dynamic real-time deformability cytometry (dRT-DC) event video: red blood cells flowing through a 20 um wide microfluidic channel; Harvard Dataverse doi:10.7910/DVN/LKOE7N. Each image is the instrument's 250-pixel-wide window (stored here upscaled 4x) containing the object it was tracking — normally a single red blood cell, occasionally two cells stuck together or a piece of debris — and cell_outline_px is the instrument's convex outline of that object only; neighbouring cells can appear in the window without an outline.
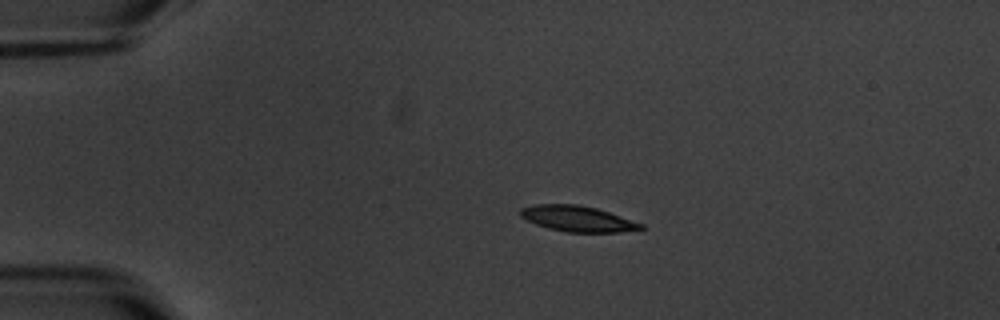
{"species": "common noctule bat (a hibernating species)", "species_latin": "Nyctalus noctula", "temperature_condition": "warm", "stored_images_in_passage": 13, "camera_frame_rate_fps": 3000, "um_per_image_px": 0.085, "animal": {"sex": "male", "body_mass_g": 20.1, "forearm_length_mm": 53.5}, "frame": {"image": 1, "passage_image": 1, "time_ms": 0.0, "image_size_px": [1000, 320], "cell_outline_px": [[644, 228], [620, 232], [568, 232], [548, 228], [536, 224], [520, 216], [520, 208], [536, 204], [580, 204], [596, 208], [644, 224]], "centroid_in_image_um": [49.08, 18.58], "position_along_channel_um": 35.9, "area_um2": 17.92}}
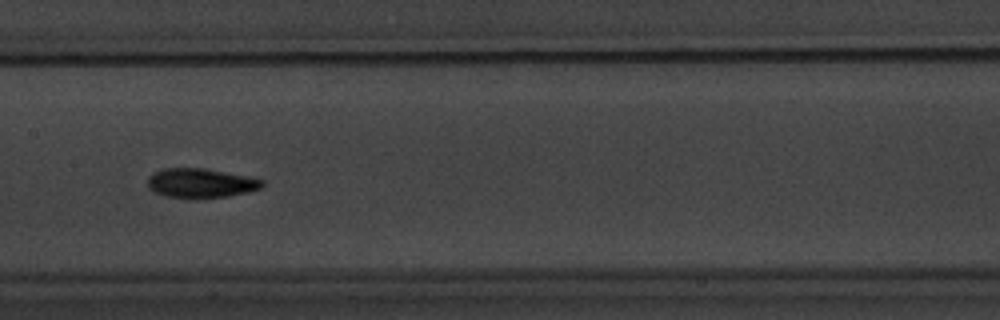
{"frame": {"image": 2, "passage_image": 6, "time_ms": 5.667, "image_size_px": [1000, 320], "cell_outline_px": [[264, 184], [260, 188], [248, 192], [228, 196], [200, 200], [196, 200], [164, 196], [148, 188], [148, 176], [152, 172], [164, 168], [204, 168], [248, 176], [264, 180]], "centroid_in_image_um": [17.04, 15.58], "position_along_channel_um": 190.4, "area_um2": 20.11}}
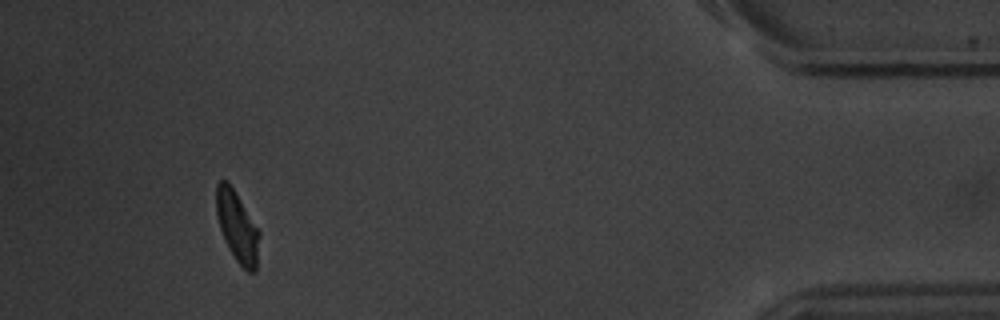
{"frame": {"image": 3, "passage_image": 12, "time_ms": 13.667, "image_size_px": [1000, 320], "cell_outline_px": [[260, 232], [256, 272], [248, 272], [236, 260], [228, 248], [220, 228], [216, 216], [216, 184], [220, 180], [228, 180]], "centroid_in_image_um": [20.15, 19.26], "position_along_channel_um": 415.0, "area_um2": 17.63}, "authors_computed_cell_mechanics": {"area_um2": 18.6116, "velocity_mm_per_s": 3.5466, "shape_relaxation_time_tau1_ms": 2.8698, "shape_relaxation_time_tau2_ms": null, "deformation_change_tau1": 0.0977, "deformation_change_tau2": null}}